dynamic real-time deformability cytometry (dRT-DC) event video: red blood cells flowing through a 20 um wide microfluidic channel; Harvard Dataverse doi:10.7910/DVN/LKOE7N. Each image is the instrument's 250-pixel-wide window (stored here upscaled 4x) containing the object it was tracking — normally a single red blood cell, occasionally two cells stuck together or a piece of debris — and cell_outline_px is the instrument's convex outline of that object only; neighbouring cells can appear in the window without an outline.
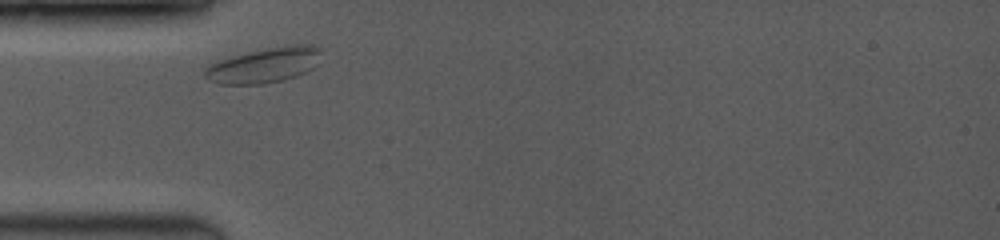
{"species": "common noctule bat (a hibernating species)", "species_latin": "Nyctalus noctula", "temperature_condition": "room temperature", "stored_images_in_passage": 26, "camera_frame_rate_fps": 3500, "um_per_image_px": 0.085, "animal": {"sex": "female", "body_mass_g": 19.0, "forearm_length_mm": 53.3}, "frame": {"image": 1, "passage_image": 1, "time_ms": 0.0, "image_size_px": [1000, 240], "cell_outline_px": [[324, 48], [320, 64], [304, 72], [284, 80], [264, 84], [220, 84], [208, 80], [204, 76], [204, 68], [208, 64], [216, 60], [248, 52], [268, 48], [300, 44], [308, 44]], "centroid_in_image_um": [22.49, 5.53], "position_along_channel_um": 62.5, "area_um2": 24.22}}
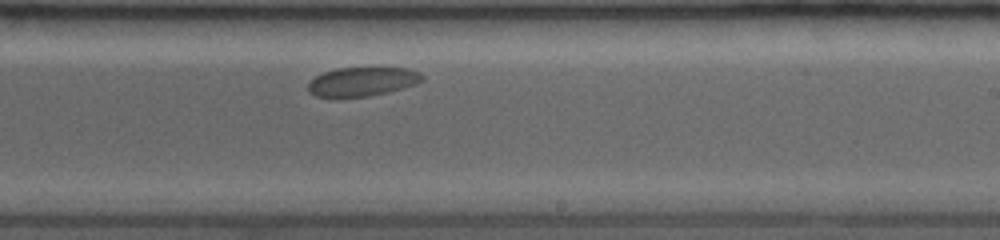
{"frame": {"image": 2, "passage_image": 15, "time_ms": 5.429, "image_size_px": [1000, 240], "cell_outline_px": [[424, 80], [416, 84], [404, 88], [388, 92], [368, 96], [316, 96], [308, 92], [308, 84], [316, 76], [324, 72], [336, 68], [380, 64], [408, 68], [420, 72], [424, 76]], "centroid_in_image_um": [30.9, 6.86], "position_along_channel_um": 258.1, "area_um2": 20.17}}
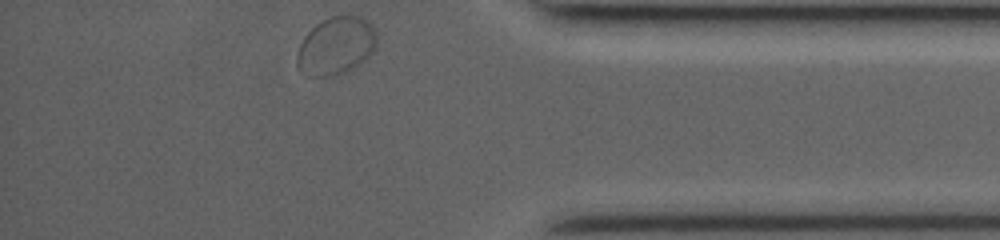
{"frame": {"image": 3, "passage_image": 26, "time_ms": 9.714, "image_size_px": [1000, 240], "cell_outline_px": [[376, 48], [364, 60], [352, 68], [344, 72], [324, 76], [312, 76], [300, 72], [296, 64], [296, 56], [300, 44], [304, 36], [316, 24], [332, 16], [360, 16], [372, 24], [376, 32]], "centroid_in_image_um": [28.55, 3.89], "position_along_channel_um": 406.7, "area_um2": 26.65}}